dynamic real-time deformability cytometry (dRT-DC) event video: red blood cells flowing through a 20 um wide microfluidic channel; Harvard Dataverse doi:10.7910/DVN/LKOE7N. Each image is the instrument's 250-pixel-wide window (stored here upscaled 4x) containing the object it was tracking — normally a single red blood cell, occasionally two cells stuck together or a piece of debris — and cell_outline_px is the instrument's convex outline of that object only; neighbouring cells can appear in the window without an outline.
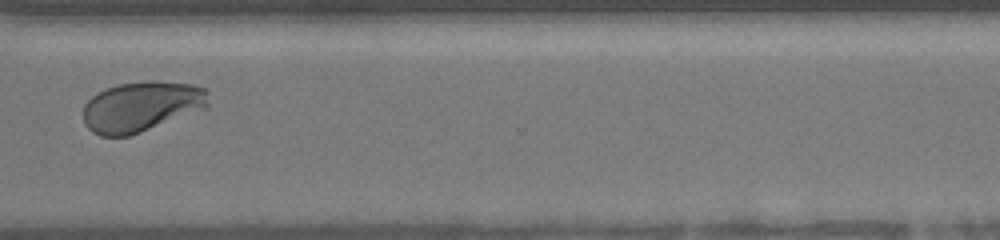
{"species": "human", "species_latin": "Homo sapiens", "temperature_condition": "warm", "stored_images_in_passage": 14, "camera_frame_rate_fps": 3000, "um_per_image_px": 0.085, "donor": {"sex": "female"}, "frame": {"image": 1, "passage_image": 10, "time_ms": 9.333, "image_size_px": [1000, 240], "cell_outline_px": [[208, 108], [140, 132], [128, 136], [100, 136], [92, 132], [84, 124], [84, 104], [92, 96], [108, 88], [120, 84], [192, 84], [204, 88], [208, 92]], "centroid_in_image_um": [12.01, 9.12], "position_along_channel_um": 358.6, "area_um2": 35.6}, "authors_computed_cell_mechanics": {"area_um2": 35.9227, "velocity_mm_per_s": 4.1664, "shape_relaxation_time_tau1_ms": 2.9968, "shape_relaxation_time_tau2_ms": null, "deformation_change_tau1": 0.1236, "deformation_change_tau2": null}}